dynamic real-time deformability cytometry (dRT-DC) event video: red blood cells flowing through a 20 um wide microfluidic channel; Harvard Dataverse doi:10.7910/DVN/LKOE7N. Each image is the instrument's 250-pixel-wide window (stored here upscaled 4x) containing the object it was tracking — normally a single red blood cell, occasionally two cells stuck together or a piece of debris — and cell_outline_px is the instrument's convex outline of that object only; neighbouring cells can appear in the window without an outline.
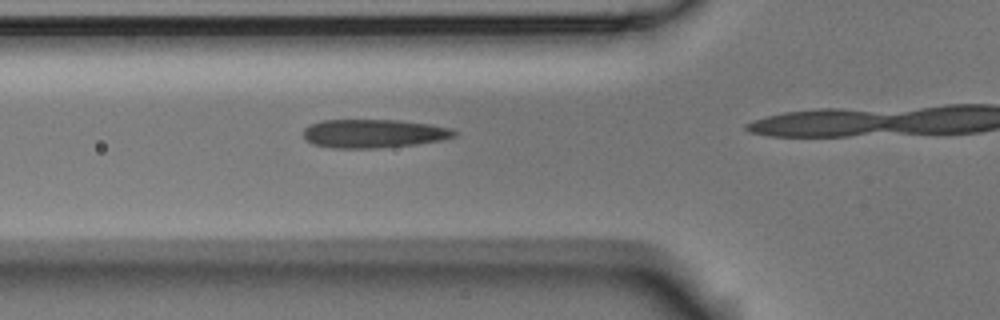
{"species": "Egyptian fruit bat (a non-hibernating species)", "species_latin": "Rousettus aegyptiacus", "temperature_condition": "room temperature", "stored_images_in_passage": 11, "camera_frame_rate_fps": 3000, "um_per_image_px": 0.085, "animal": {"sex": "male"}, "frame": {"image": 1, "passage_image": 7, "time_ms": 2.0, "image_size_px": [1000, 320], "cell_outline_px": [[456, 136], [444, 140], [416, 144], [376, 148], [332, 148], [312, 144], [304, 136], [304, 128], [308, 124], [320, 120], [400, 120], [432, 124], [452, 128], [456, 132]], "centroid_in_image_um": [31.78, 11.34], "position_along_channel_um": 94.0, "area_um2": 25.37}}
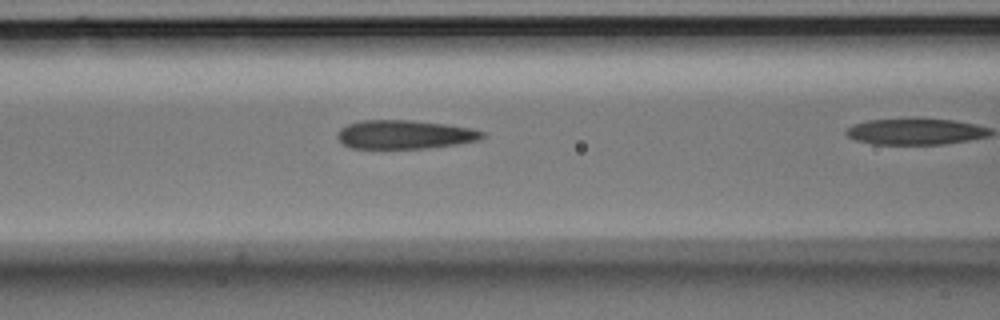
{"frame": {"image": 2, "passage_image": 10, "time_ms": 3.0, "image_size_px": [1000, 320], "cell_outline_px": [[488, 136], [480, 140], [456, 144], [424, 148], [352, 148], [344, 144], [336, 136], [336, 132], [340, 128], [348, 124], [360, 120], [412, 120], [444, 124], [472, 128], [484, 132]], "centroid_in_image_um": [34.41, 11.42], "position_along_channel_um": 132.2, "area_um2": 24.33}}